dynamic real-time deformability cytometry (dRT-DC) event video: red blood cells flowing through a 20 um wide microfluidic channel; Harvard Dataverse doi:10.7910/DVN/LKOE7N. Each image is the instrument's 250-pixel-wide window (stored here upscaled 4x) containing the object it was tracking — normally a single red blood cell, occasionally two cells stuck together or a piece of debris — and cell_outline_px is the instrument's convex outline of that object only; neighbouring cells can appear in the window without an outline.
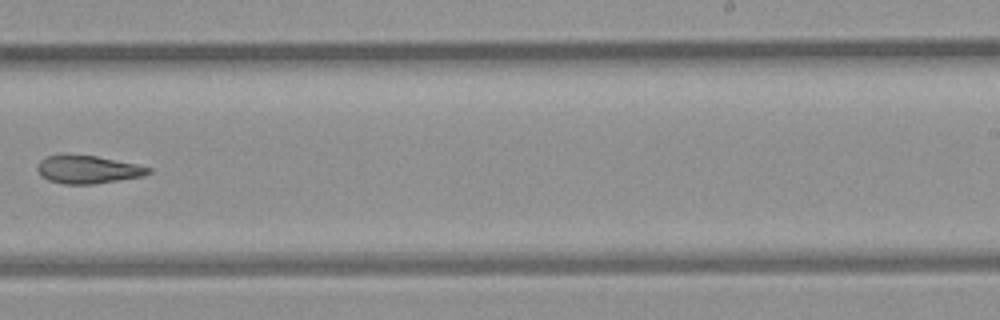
{"species": "common noctule bat (a hibernating species)", "species_latin": "Nyctalus noctula", "temperature_condition": "room temperature", "stored_images_in_passage": 9, "camera_frame_rate_fps": 3000, "um_per_image_px": 0.085, "animal": {"sex": "female", "body_mass_g": 21.9}, "frame": {"image": 1, "passage_image": 9, "time_ms": 10.0, "image_size_px": [1000, 320], "cell_outline_px": [[152, 172], [144, 176], [92, 184], [64, 184], [48, 180], [36, 168], [40, 160], [44, 156], [96, 156], [136, 164], [152, 168]], "centroid_in_image_um": [7.51, 14.42], "position_along_channel_um": 281.5, "area_um2": 17.69}}